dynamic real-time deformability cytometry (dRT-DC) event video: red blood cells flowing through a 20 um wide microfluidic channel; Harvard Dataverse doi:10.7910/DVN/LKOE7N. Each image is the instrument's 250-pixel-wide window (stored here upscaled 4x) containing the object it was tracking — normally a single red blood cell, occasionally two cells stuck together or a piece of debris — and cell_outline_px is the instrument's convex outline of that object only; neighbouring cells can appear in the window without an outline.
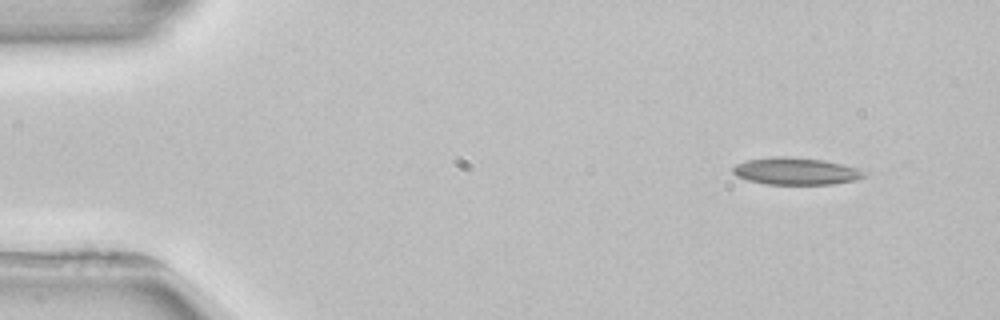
{"species": "common noctule bat (a hibernating species)", "species_latin": "Nyctalus noctula", "temperature_condition": "room temperature", "stored_images_in_passage": 3, "segment_of_instrument_passage": [1, 2], "camera_frame_rate_fps": 3000, "um_per_image_px": 0.085, "animal": {"sex": "female", "body_mass_g": 22.7, "forearm_length_mm": 54.2}, "frame": {"image": 1, "passage_image": 1, "time_ms": 0.0, "image_size_px": [1000, 320], "cell_outline_px": [[868, 176], [856, 180], [832, 184], [764, 184], [748, 180], [736, 176], [732, 172], [732, 168], [736, 164], [748, 160], [780, 156], [784, 156], [824, 160], [856, 168], [864, 172]], "centroid_in_image_um": [67.64, 14.56], "position_along_channel_um": 17.4, "area_um2": 20.58}}